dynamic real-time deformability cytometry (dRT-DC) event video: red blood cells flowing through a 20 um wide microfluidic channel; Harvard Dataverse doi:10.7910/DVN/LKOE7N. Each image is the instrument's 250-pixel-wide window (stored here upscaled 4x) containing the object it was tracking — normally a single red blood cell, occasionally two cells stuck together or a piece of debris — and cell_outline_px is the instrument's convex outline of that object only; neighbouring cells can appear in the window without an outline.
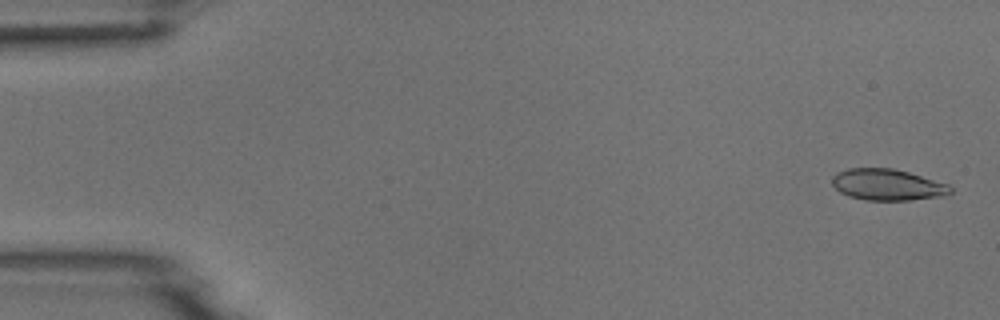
{"species": "common noctule bat (a hibernating species)", "species_latin": "Nyctalus noctula", "temperature_condition": "room temperature", "stored_images_in_passage": 6, "camera_frame_rate_fps": 3000, "um_per_image_px": 0.085, "animal": {"sex": "male", "body_mass_g": 18.8}, "frame": {"image": 1, "passage_image": 1, "time_ms": 0.0, "image_size_px": [1000, 320], "cell_outline_px": [[952, 192], [948, 196], [908, 200], [864, 200], [848, 196], [840, 192], [832, 184], [832, 176], [836, 172], [848, 168], [892, 168], [908, 172], [948, 184], [952, 188]], "centroid_in_image_um": [75.43, 15.7], "position_along_channel_um": 9.6, "area_um2": 21.73}}